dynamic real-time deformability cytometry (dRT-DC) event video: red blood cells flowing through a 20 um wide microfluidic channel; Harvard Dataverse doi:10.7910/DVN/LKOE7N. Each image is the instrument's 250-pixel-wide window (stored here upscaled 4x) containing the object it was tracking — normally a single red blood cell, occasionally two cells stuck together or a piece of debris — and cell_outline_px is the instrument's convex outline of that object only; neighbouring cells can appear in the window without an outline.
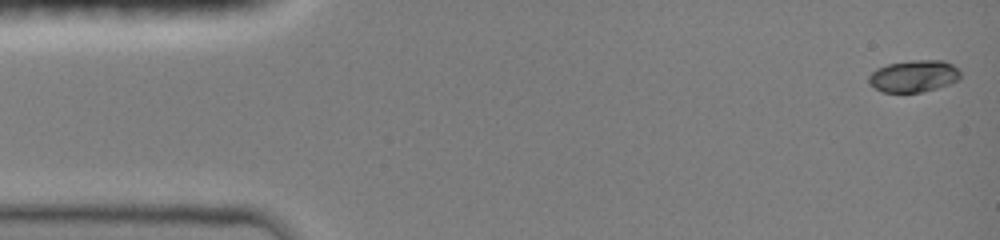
{"species": "common noctule bat (a hibernating species)", "species_latin": "Nyctalus noctula", "temperature_condition": "room temperature", "stored_images_in_passage": 28, "camera_frame_rate_fps": 3000, "um_per_image_px": 0.085, "animal": {"sex": "female", "body_mass_g": 19.0, "forearm_length_mm": 51.5}, "frame": {"image": 1, "passage_image": 1, "time_ms": 0.0, "image_size_px": [1000, 240], "cell_outline_px": [[960, 80], [936, 88], [920, 92], [884, 92], [876, 88], [868, 80], [868, 76], [876, 68], [888, 64], [916, 60], [944, 60], [960, 68]], "centroid_in_image_um": [77.71, 6.45], "position_along_channel_um": 7.3, "area_um2": 16.99}}
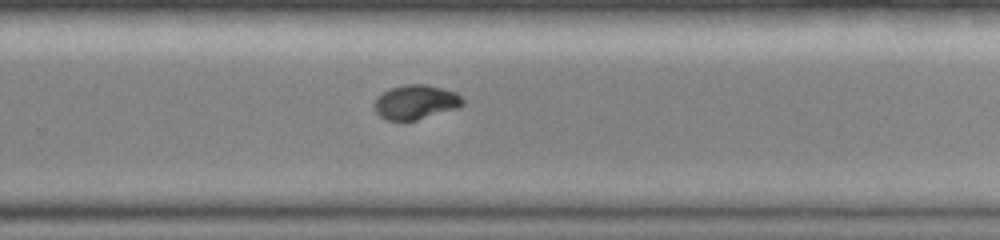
{"frame": {"image": 2, "passage_image": 14, "time_ms": 10.0, "image_size_px": [1000, 240], "cell_outline_px": [[464, 104], [456, 108], [404, 124], [400, 124], [388, 120], [380, 116], [376, 112], [376, 100], [388, 88], [404, 84], [428, 84], [456, 92], [464, 100]], "centroid_in_image_um": [35.33, 8.71], "position_along_channel_um": 294.5, "area_um2": 17.98}}
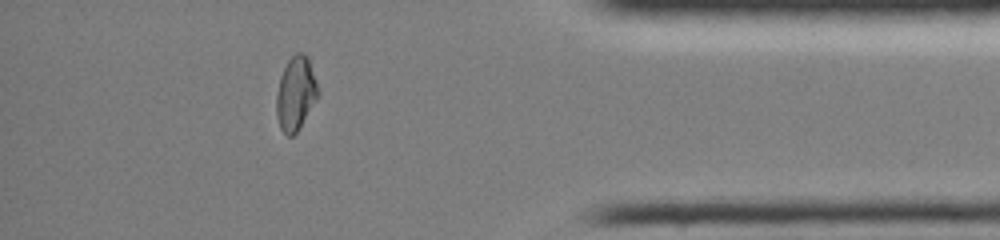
{"frame": {"image": 3, "passage_image": 23, "time_ms": 13.333, "image_size_px": [1000, 240], "cell_outline_px": [[316, 96], [296, 132], [292, 136], [288, 136], [280, 128], [276, 116], [276, 92], [280, 76], [288, 60], [296, 52], [304, 52], [308, 56], [316, 80]], "centroid_in_image_um": [25.08, 7.89], "position_along_channel_um": 410.1, "area_um2": 17.34}, "authors_computed_cell_mechanics": {"area_um2": 18.0625, "velocity_mm_per_s": 4.1062, "shape_relaxation_time_tau1_ms": 5.5039, "shape_relaxation_time_tau2_ms": 1.8442, "deformation_change_tau1": 0.1971, "deformation_change_tau2": 0.0201}}